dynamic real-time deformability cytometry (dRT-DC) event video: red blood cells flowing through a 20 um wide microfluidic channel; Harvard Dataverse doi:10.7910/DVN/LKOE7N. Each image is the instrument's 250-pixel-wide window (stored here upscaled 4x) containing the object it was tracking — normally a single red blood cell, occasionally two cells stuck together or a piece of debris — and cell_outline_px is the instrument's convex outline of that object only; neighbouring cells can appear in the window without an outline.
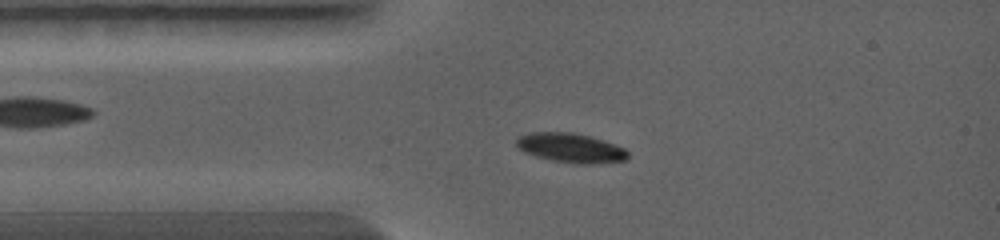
{"species": "common noctule bat (a hibernating species)", "species_latin": "Nyctalus noctula", "temperature_condition": "warm", "stored_images_in_passage": 22, "camera_frame_rate_fps": 5000, "um_per_image_px": 0.085, "animal": {"sex": "female", "body_mass_g": 19.0, "forearm_length_mm": 56.7}, "frame": {"image": 1, "passage_image": 3, "time_ms": 1.6, "image_size_px": [1000, 240], "cell_outline_px": [[628, 160], [588, 164], [580, 164], [552, 160], [536, 156], [524, 152], [516, 144], [516, 140], [520, 136], [528, 132], [572, 132], [604, 140], [624, 148], [628, 152]], "centroid_in_image_um": [48.52, 12.57], "position_along_channel_um": 36.5, "area_um2": 18.96}}
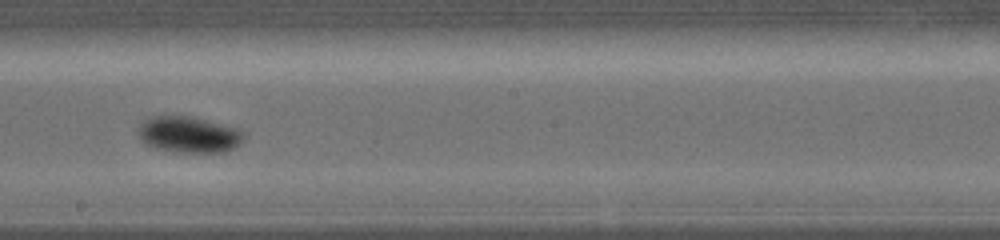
{"frame": {"image": 2, "passage_image": 8, "time_ms": 5.4, "image_size_px": [1000, 240], "cell_outline_px": [[248, 136], [236, 148], [224, 152], [180, 152], [156, 148], [140, 140], [136, 132], [140, 124], [144, 120], [152, 116], [188, 116], [236, 128], [244, 132]], "centroid_in_image_um": [16.06, 11.45], "position_along_channel_um": 232.1, "area_um2": 22.31}}
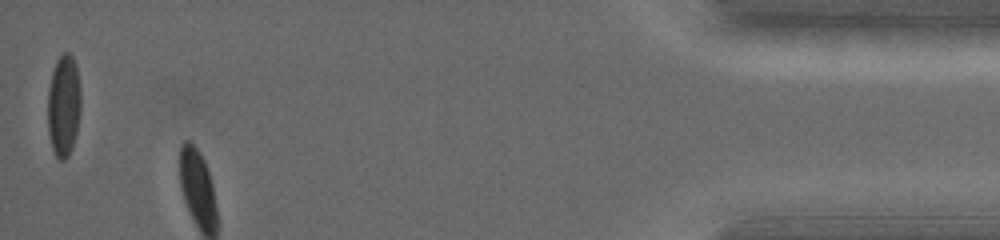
{"frame": {"image": 3, "passage_image": 22, "time_ms": 10.2, "image_size_px": [1000, 240], "cell_outline_px": [[80, 112], [76, 132], [72, 148], [68, 156], [64, 160], [60, 160], [56, 156], [52, 148], [48, 132], [48, 88], [52, 72], [56, 60], [64, 52], [68, 52], [72, 56], [76, 64], [80, 88]], "centroid_in_image_um": [5.41, 8.96], "position_along_channel_um": 429.8, "area_um2": 19.71}}